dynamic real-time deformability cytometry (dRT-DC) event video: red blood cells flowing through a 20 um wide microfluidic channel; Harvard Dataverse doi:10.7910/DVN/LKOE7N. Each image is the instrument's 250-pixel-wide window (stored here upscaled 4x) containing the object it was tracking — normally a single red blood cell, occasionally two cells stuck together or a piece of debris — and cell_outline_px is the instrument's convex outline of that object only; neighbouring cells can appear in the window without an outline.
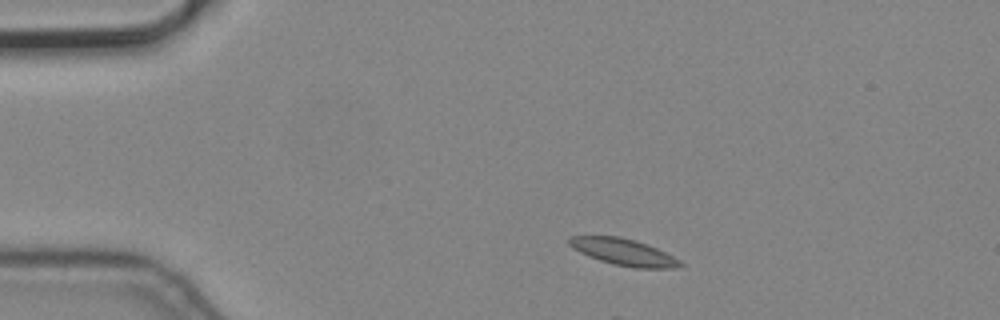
{"species": "common noctule bat (a hibernating species)", "species_latin": "Nyctalus noctula", "temperature_condition": "cold", "stored_images_in_passage": 3, "camera_frame_rate_fps": 3000, "um_per_image_px": 0.085, "animal": {"sex": "male", "body_mass_g": 19.2, "forearm_length_mm": 51.8}, "frame": {"image": 1, "passage_image": 1, "time_ms": 0.0, "image_size_px": [1000, 320], "cell_outline_px": [[684, 264], [680, 268], [636, 268], [612, 264], [588, 256], [572, 248], [568, 244], [568, 236], [620, 236], [636, 240], [656, 248], [680, 260]], "centroid_in_image_um": [52.99, 21.42], "position_along_channel_um": 32.0, "area_um2": 17.28}}